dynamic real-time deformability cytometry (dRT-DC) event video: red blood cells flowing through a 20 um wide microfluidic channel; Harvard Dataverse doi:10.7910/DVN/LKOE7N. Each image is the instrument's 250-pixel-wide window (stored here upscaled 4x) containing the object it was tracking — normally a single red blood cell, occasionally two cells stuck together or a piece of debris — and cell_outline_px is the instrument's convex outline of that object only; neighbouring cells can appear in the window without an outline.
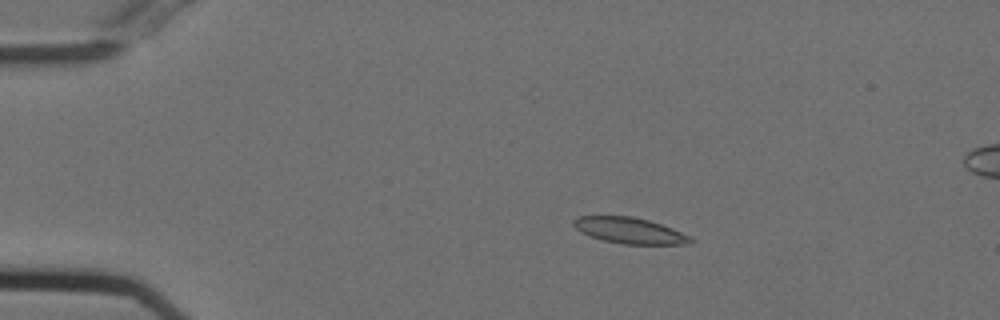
{"species": "Egyptian fruit bat (a non-hibernating species)", "species_latin": "Rousettus aegyptiacus", "temperature_condition": "cold", "stored_images_in_passage": 54, "camera_frame_rate_fps": 3000, "um_per_image_px": 0.085, "animal": {"sex": "female"}, "frame": {"image": 1, "passage_image": 10, "time_ms": 3.0, "image_size_px": [1000, 320], "cell_outline_px": [[696, 240], [692, 244], [624, 244], [604, 240], [588, 236], [580, 232], [572, 224], [572, 220], [580, 216], [632, 216], [648, 220], [672, 228], [692, 236]], "centroid_in_image_um": [53.55, 19.6], "position_along_channel_um": 31.5, "area_um2": 17.86}}
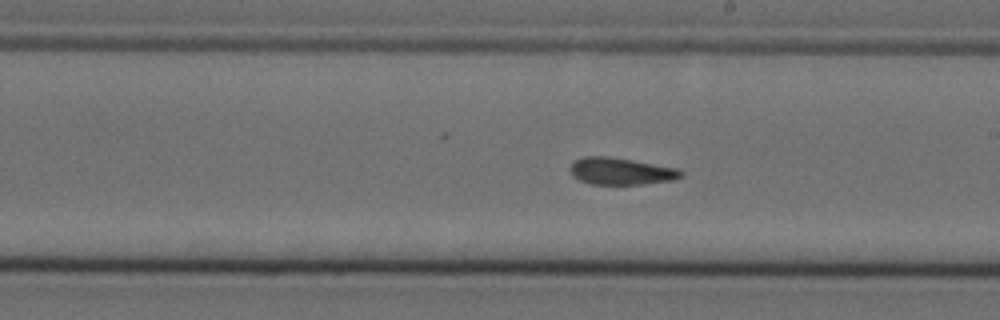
{"frame": {"image": 2, "passage_image": 31, "time_ms": 10.0, "image_size_px": [1000, 320], "cell_outline_px": [[684, 172], [680, 176], [672, 180], [640, 184], [592, 184], [580, 180], [568, 168], [576, 160], [584, 156], [608, 156], [680, 168]], "centroid_in_image_um": [52.8, 14.54], "position_along_channel_um": 236.2, "area_um2": 17.22}}
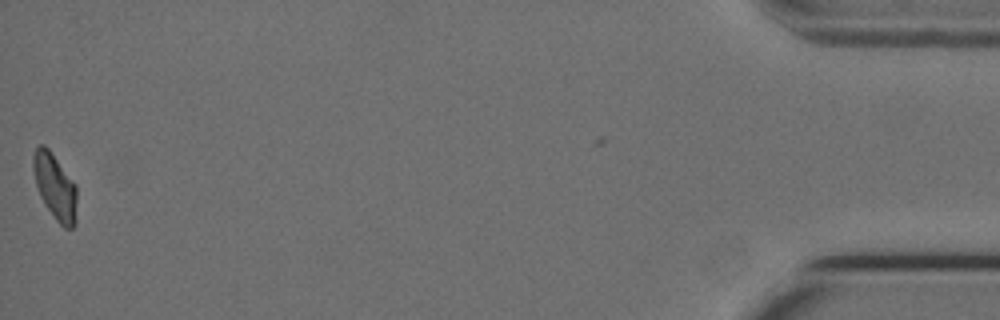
{"frame": {"image": 3, "passage_image": 54, "time_ms": 17.667, "image_size_px": [1000, 320], "cell_outline_px": [[76, 224], [72, 228], [64, 228], [56, 220], [44, 204], [40, 196], [36, 184], [32, 168], [32, 156], [36, 148], [40, 144], [44, 144], [48, 148], [76, 184]], "centroid_in_image_um": [4.67, 15.87], "position_along_channel_um": 430.5, "area_um2": 16.82}, "authors_computed_cell_mechanics": {"area_um2": 17.7446, "velocity_mm_per_s": 3.7185, "shape_relaxation_time_tau1_ms": null, "shape_relaxation_time_tau2_ms": 1.7429, "deformation_change_tau1": null, "deformation_change_tau2": 0.0908}}